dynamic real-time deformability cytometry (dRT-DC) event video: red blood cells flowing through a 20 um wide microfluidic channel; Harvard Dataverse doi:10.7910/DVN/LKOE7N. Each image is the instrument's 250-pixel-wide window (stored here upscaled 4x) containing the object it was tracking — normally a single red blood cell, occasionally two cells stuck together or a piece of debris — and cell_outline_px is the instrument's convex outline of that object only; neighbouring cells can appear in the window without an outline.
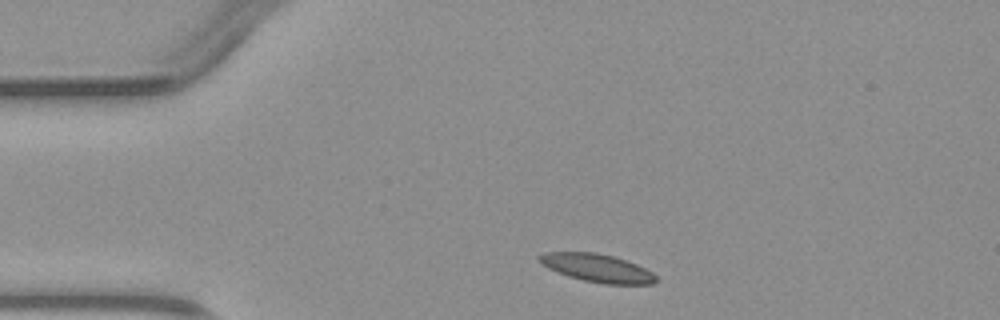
{"species": "common noctule bat (a hibernating species)", "species_latin": "Nyctalus noctula", "temperature_condition": "warm", "stored_images_in_passage": 1, "camera_frame_rate_fps": 3000, "um_per_image_px": 0.085, "animal": {"sex": "male", "body_mass_g": 23.1, "forearm_length_mm": 52.7}, "frame": {"image": 1, "passage_image": 1, "time_ms": 0.0, "image_size_px": [1000, 320], "cell_outline_px": [[656, 280], [652, 284], [604, 284], [584, 280], [568, 276], [548, 268], [536, 256], [544, 252], [596, 252], [616, 256], [636, 264], [652, 272], [656, 276]], "centroid_in_image_um": [50.77, 22.77], "position_along_channel_um": 34.2, "area_um2": 19.02}}